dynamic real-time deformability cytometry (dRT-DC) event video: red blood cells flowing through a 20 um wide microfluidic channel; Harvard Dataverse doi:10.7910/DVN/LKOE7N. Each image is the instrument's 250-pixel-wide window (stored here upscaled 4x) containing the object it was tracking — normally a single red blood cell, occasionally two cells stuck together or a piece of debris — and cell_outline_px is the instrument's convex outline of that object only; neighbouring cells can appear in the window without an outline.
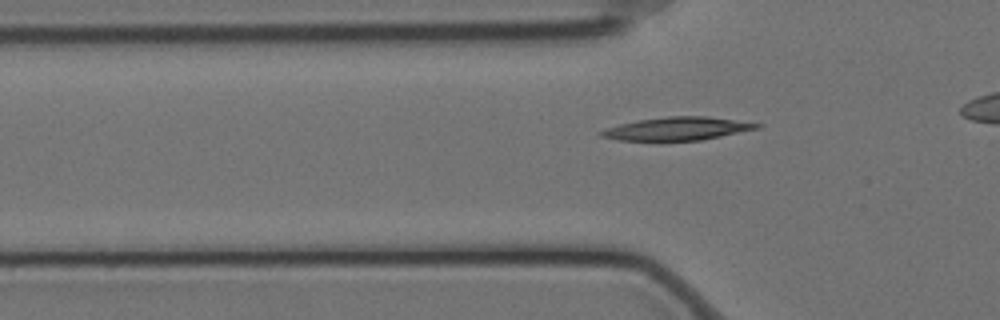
{"species": "Egyptian fruit bat (a non-hibernating species)", "species_latin": "Rousettus aegyptiacus", "temperature_condition": "cold", "stored_images_in_passage": 34, "camera_frame_rate_fps": 3000, "um_per_image_px": 0.085, "animal": {"sex": "female"}, "frame": {"image": 1, "passage_image": 5, "time_ms": 1.333, "image_size_px": [1000, 320], "cell_outline_px": [[764, 124], [760, 128], [700, 140], [616, 140], [600, 136], [596, 132], [604, 128], [636, 120], [668, 116], [708, 116]], "centroid_in_image_um": [57.53, 10.93], "position_along_channel_um": 68.3, "area_um2": 20.98}}
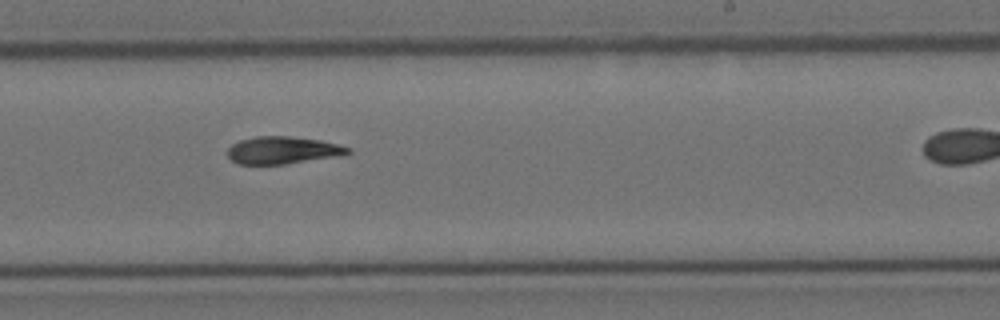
{"frame": {"image": 2, "passage_image": 22, "time_ms": 7.0, "image_size_px": [1000, 320], "cell_outline_px": [[352, 152], [284, 164], [240, 164], [232, 160], [228, 156], [228, 148], [232, 144], [240, 140], [256, 136], [292, 136], [320, 140], [336, 144], [348, 148]], "centroid_in_image_um": [23.93, 12.75], "position_along_channel_um": 265.1, "area_um2": 18.61}}
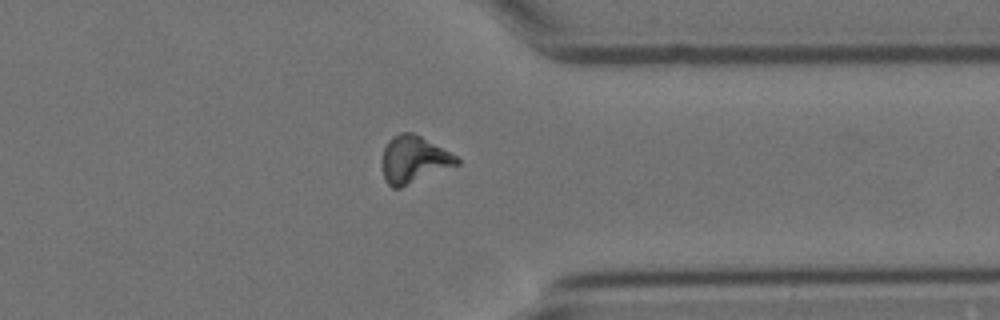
{"frame": {"image": 3, "passage_image": 32, "time_ms": 10.333, "image_size_px": [1000, 320], "cell_outline_px": [[460, 164], [400, 188], [392, 188], [384, 180], [380, 164], [380, 160], [384, 148], [388, 140], [392, 136], [400, 132], [412, 132], [420, 136], [456, 156], [460, 160]], "centroid_in_image_um": [35.11, 13.57], "position_along_channel_um": 376.3, "area_um2": 20.69}}